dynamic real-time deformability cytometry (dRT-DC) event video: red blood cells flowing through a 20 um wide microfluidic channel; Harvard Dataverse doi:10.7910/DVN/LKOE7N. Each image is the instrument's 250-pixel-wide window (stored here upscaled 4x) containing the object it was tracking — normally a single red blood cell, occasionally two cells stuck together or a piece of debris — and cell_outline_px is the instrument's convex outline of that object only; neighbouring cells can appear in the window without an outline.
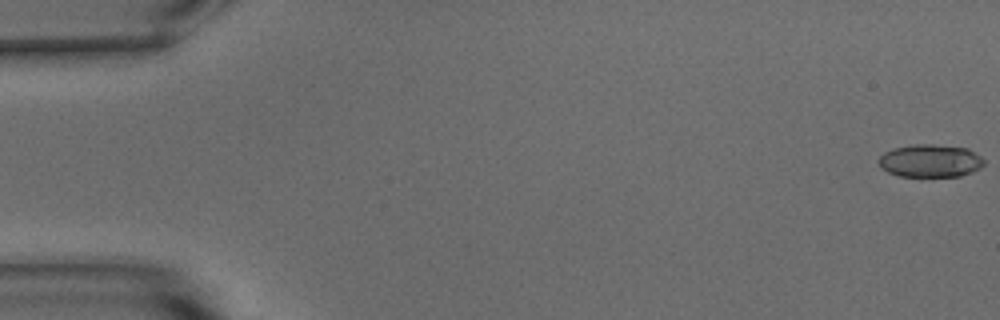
{"species": "common noctule bat (a hibernating species)", "species_latin": "Nyctalus noctula", "temperature_condition": "warm", "stored_images_in_passage": 54, "camera_frame_rate_fps": 3000, "um_per_image_px": 0.085, "animal": {"sex": "male", "body_mass_g": 15.6}, "frame": {"image": 1, "passage_image": 1, "time_ms": 0.0, "image_size_px": [1000, 320], "cell_outline_px": [[984, 164], [980, 168], [972, 172], [960, 176], [900, 176], [888, 172], [880, 168], [876, 160], [884, 152], [892, 148], [912, 144], [932, 144], [968, 148], [980, 156], [984, 160]], "centroid_in_image_um": [79.03, 13.66], "position_along_channel_um": 6.0, "area_um2": 20.35}}
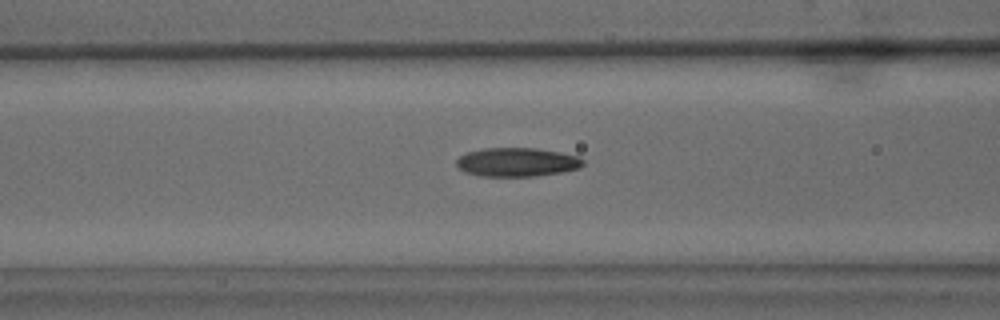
{"frame": {"image": 2, "passage_image": 22, "time_ms": 7.0, "image_size_px": [1000, 320], "cell_outline_px": [[584, 164], [580, 168], [560, 172], [532, 176], [480, 176], [468, 172], [460, 168], [456, 164], [456, 160], [460, 156], [468, 152], [484, 148], [536, 148], [560, 152], [576, 156], [584, 160]], "centroid_in_image_um": [43.96, 13.77], "position_along_channel_um": 122.6, "area_um2": 21.04}}
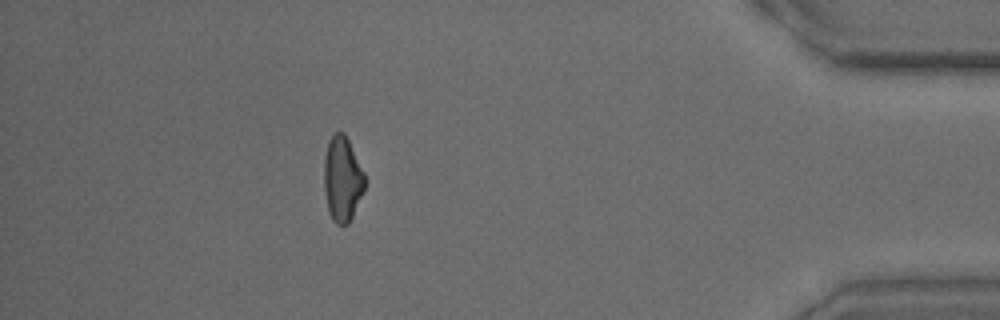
{"frame": {"image": 3, "passage_image": 48, "time_ms": 15.667, "image_size_px": [1000, 320], "cell_outline_px": [[364, 192], [348, 224], [336, 224], [332, 220], [328, 212], [324, 188], [324, 156], [328, 140], [336, 132], [344, 132], [364, 172]], "centroid_in_image_um": [29.08, 15.22], "position_along_channel_um": 406.1, "area_um2": 20.17}, "authors_computed_cell_mechanics": {"area_um2": 20.808, "velocity_mm_per_s": 3.824, "shape_relaxation_time_tau1_ms": 4.8969, "shape_relaxation_time_tau2_ms": 2.6856, "deformation_change_tau1": 0.1838, "deformation_change_tau2": 0.1111}}